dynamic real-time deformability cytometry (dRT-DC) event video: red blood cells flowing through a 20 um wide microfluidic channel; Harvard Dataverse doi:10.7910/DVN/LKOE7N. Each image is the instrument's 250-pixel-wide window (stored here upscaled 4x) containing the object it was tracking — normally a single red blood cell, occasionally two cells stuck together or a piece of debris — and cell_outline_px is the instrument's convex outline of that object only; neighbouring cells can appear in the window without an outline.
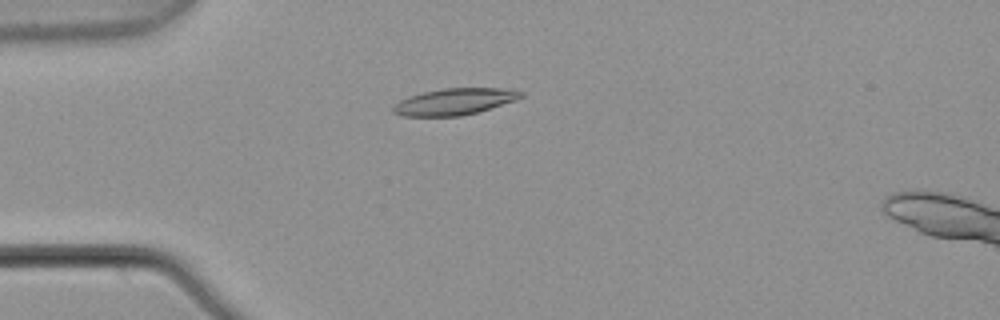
{"species": "common noctule bat (a hibernating species)", "species_latin": "Nyctalus noctula", "temperature_condition": "warm", "stored_images_in_passage": 5, "camera_frame_rate_fps": 3000, "um_per_image_px": 0.085, "animal": {"sex": "male", "body_mass_g": 21.5, "forearm_length_mm": 52.0}, "frame": {"image": 1, "passage_image": 4, "time_ms": 1.0, "image_size_px": [1000, 320], "cell_outline_px": [[524, 96], [516, 100], [476, 112], [460, 116], [404, 116], [392, 112], [392, 108], [400, 100], [408, 96], [440, 88], [504, 88], [524, 92]], "centroid_in_image_um": [38.63, 8.63], "position_along_channel_um": 46.4, "area_um2": 19.65}}